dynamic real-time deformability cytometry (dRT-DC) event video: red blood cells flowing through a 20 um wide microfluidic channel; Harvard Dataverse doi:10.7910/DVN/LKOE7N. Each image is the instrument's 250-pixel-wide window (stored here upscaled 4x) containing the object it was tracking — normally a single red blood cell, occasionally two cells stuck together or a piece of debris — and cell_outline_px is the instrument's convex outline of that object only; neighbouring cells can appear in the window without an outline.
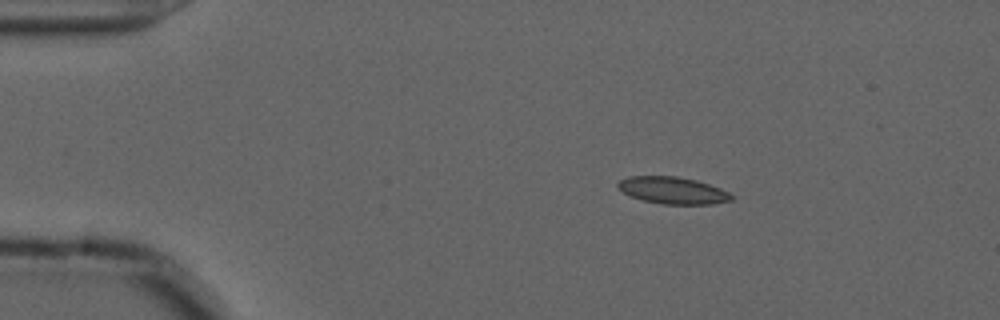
{"species": "common noctule bat (a hibernating species)", "species_latin": "Nyctalus noctula", "temperature_condition": "cold", "stored_images_in_passage": 47, "camera_frame_rate_fps": 3000, "um_per_image_px": 0.085, "animal": {"sex": "male", "forearm_length_mm": 52.5}, "frame": {"image": 1, "passage_image": 1, "time_ms": 0.0, "image_size_px": [1000, 320], "cell_outline_px": [[736, 196], [732, 200], [712, 204], [664, 204], [644, 200], [632, 196], [624, 192], [616, 184], [620, 180], [628, 176], [676, 176], [696, 180], [720, 188]], "centroid_in_image_um": [57.22, 16.18], "position_along_channel_um": 27.8, "area_um2": 17.69}}
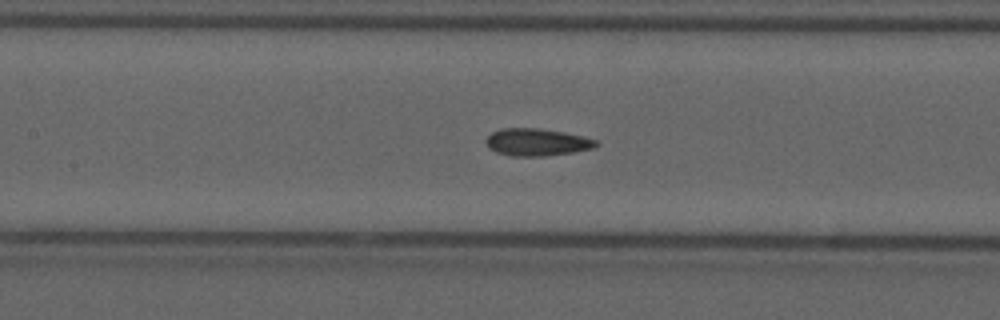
{"frame": {"image": 2, "passage_image": 17, "time_ms": 5.333, "image_size_px": [1000, 320], "cell_outline_px": [[600, 144], [596, 148], [572, 152], [544, 156], [512, 156], [496, 152], [488, 148], [484, 140], [492, 132], [500, 128], [536, 128], [564, 132], [584, 136], [596, 140]], "centroid_in_image_um": [45.63, 12.08], "position_along_channel_um": 161.8, "area_um2": 17.69}}
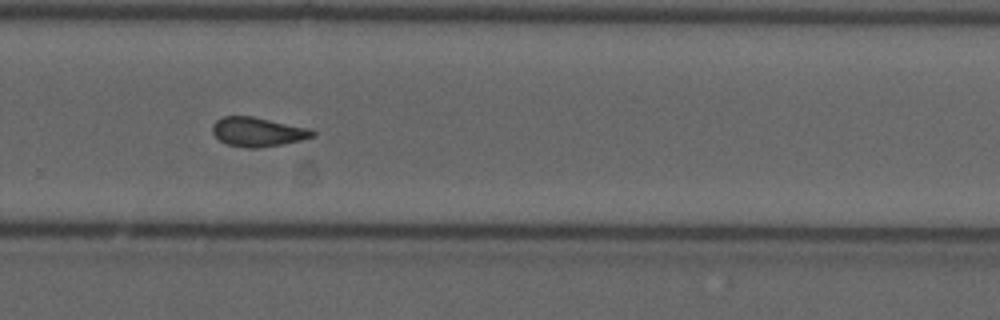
{"frame": {"image": 3, "passage_image": 29, "time_ms": 9.333, "image_size_px": [1000, 320], "cell_outline_px": [[316, 136], [300, 140], [280, 144], [256, 148], [248, 148], [228, 144], [220, 140], [212, 132], [212, 124], [216, 120], [224, 116], [252, 116], [308, 128], [316, 132]], "centroid_in_image_um": [21.89, 11.2], "position_along_channel_um": 307.9, "area_um2": 16.82}, "authors_computed_cell_mechanics": {"area_um2": 16.9354, "velocity_mm_per_s": 3.6741, "shape_relaxation_time_tau1_ms": null, "shape_relaxation_time_tau2_ms": 4.3706, "deformation_change_tau1": null, "deformation_change_tau2": 0.0969}}